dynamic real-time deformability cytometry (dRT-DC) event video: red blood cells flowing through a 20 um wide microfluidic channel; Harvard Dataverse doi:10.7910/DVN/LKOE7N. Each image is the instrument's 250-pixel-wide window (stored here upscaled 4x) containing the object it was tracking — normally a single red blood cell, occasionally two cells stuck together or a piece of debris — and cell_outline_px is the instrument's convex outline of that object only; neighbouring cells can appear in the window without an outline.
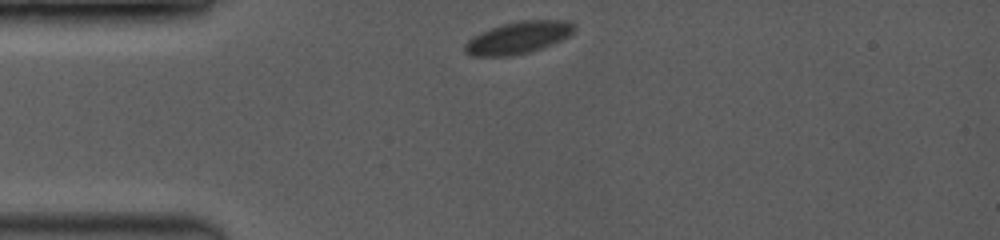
{"species": "common noctule bat (a hibernating species)", "species_latin": "Nyctalus noctula", "temperature_condition": "room temperature", "stored_images_in_passage": 40, "camera_frame_rate_fps": 3500, "um_per_image_px": 0.085, "animal": {"sex": "female", "body_mass_g": 19.0, "forearm_length_mm": 53.3}, "frame": {"image": 1, "passage_image": 1, "time_ms": 0.0, "image_size_px": [1000, 240], "cell_outline_px": [[572, 32], [568, 36], [540, 48], [528, 52], [508, 56], [472, 56], [464, 52], [464, 44], [472, 36], [480, 32], [500, 24], [520, 20], [572, 20]], "centroid_in_image_um": [43.97, 3.19], "position_along_channel_um": 41.0, "area_um2": 20.29}}
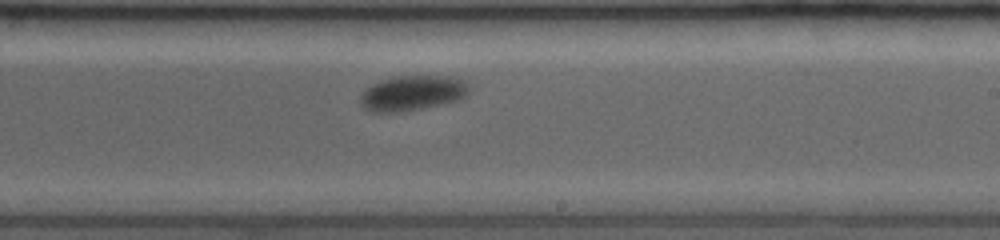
{"frame": {"image": 2, "passage_image": 23, "time_ms": 6.286, "image_size_px": [1000, 240], "cell_outline_px": [[472, 88], [460, 100], [404, 112], [372, 112], [364, 108], [360, 104], [360, 96], [372, 84], [380, 80], [392, 76], [456, 76], [464, 80]], "centroid_in_image_um": [35.08, 7.9], "position_along_channel_um": 253.9, "area_um2": 22.54}}
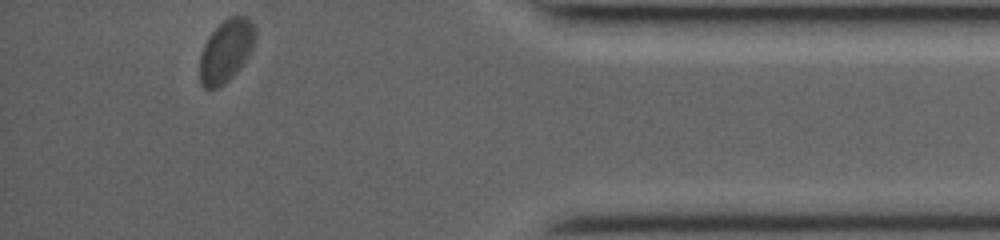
{"frame": {"image": 3, "passage_image": 40, "time_ms": 11.143, "image_size_px": [1000, 240], "cell_outline_px": [[256, 40], [244, 64], [224, 84], [208, 92], [200, 84], [200, 56], [204, 44], [212, 32], [228, 16], [248, 16], [256, 32]], "centroid_in_image_um": [19.22, 4.35], "position_along_channel_um": 416.0, "area_um2": 20.35}}